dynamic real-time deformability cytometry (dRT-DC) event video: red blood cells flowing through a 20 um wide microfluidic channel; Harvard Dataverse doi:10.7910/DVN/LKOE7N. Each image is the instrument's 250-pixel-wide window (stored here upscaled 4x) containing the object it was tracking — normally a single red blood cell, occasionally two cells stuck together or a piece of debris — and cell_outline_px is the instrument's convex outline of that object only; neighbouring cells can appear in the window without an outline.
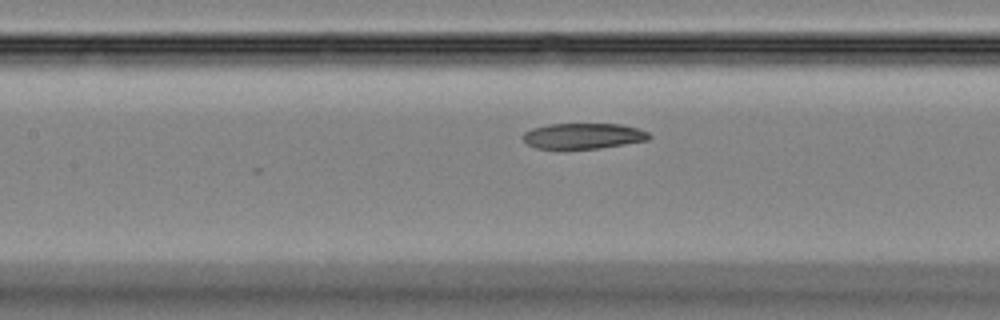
{"species": "Egyptian fruit bat (a non-hibernating species)", "species_latin": "Rousettus aegyptiacus", "temperature_condition": "room temperature", "stored_images_in_passage": 25, "camera_frame_rate_fps": 3000, "um_per_image_px": 0.085, "animal": {"sex": "female"}, "frame": {"image": 1, "passage_image": 17, "time_ms": 5.333, "image_size_px": [1000, 320], "cell_outline_px": [[652, 136], [648, 140], [600, 148], [536, 148], [528, 144], [520, 136], [524, 132], [532, 128], [548, 124], [620, 124], [636, 128], [648, 132]], "centroid_in_image_um": [49.56, 11.55], "position_along_channel_um": 157.8, "area_um2": 18.73}}
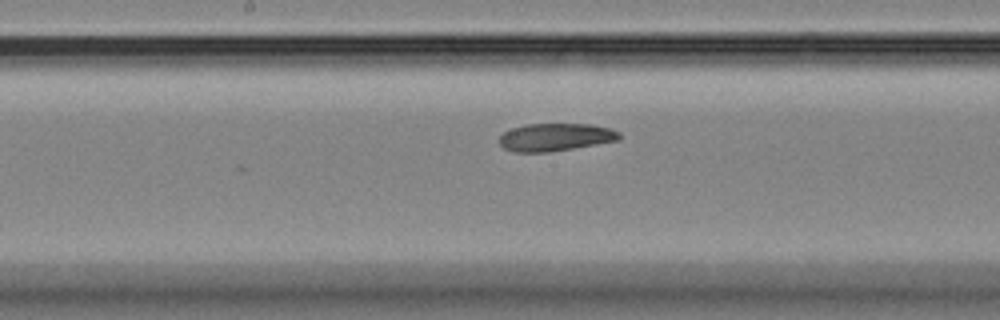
{"frame": {"image": 2, "passage_image": 20, "time_ms": 6.333, "image_size_px": [1000, 320], "cell_outline_px": [[620, 140], [548, 152], [512, 152], [504, 148], [500, 144], [500, 136], [504, 132], [512, 128], [524, 124], [592, 124], [608, 128], [620, 132]], "centroid_in_image_um": [47.2, 11.65], "position_along_channel_um": 201.0, "area_um2": 19.31}}
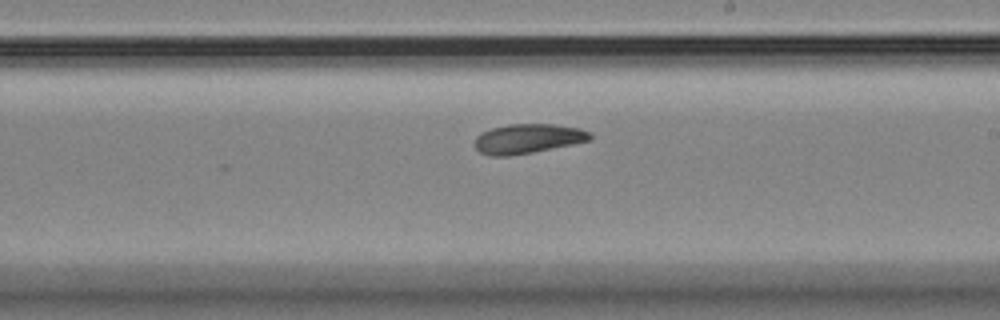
{"frame": {"image": 3, "passage_image": 23, "time_ms": 7.333, "image_size_px": [1000, 320], "cell_outline_px": [[592, 140], [532, 152], [508, 156], [488, 156], [480, 152], [472, 144], [476, 136], [480, 132], [492, 128], [508, 124], [552, 124], [580, 128], [592, 132]], "centroid_in_image_um": [44.84, 11.78], "position_along_channel_um": 244.2, "area_um2": 20.06}}